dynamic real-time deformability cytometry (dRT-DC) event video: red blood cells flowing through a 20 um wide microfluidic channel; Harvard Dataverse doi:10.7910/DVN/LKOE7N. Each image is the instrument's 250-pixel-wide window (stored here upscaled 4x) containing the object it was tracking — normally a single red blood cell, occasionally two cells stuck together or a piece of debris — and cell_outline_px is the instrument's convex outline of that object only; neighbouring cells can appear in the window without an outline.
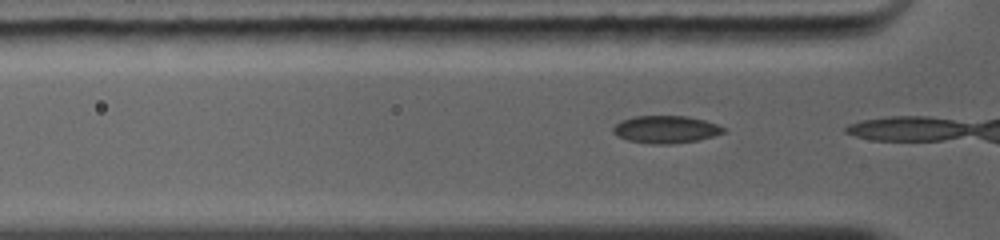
{"species": "common noctule bat (a hibernating species)", "species_latin": "Nyctalus noctula", "temperature_condition": "warm", "stored_images_in_passage": 5, "camera_frame_rate_fps": 5000, "um_per_image_px": 0.085, "animal": {"sex": "female", "body_mass_g": 19.0, "forearm_length_mm": 56.7}, "frame": {"image": 1, "passage_image": 4, "time_ms": 0.4, "image_size_px": [1000, 240], "cell_outline_px": [[724, 132], [712, 136], [696, 140], [672, 144], [652, 144], [628, 140], [616, 136], [612, 132], [612, 128], [620, 120], [632, 116], [688, 116], [704, 120], [716, 124], [724, 128]], "centroid_in_image_um": [56.53, 10.99], "position_along_channel_um": 69.3, "area_um2": 17.63}}